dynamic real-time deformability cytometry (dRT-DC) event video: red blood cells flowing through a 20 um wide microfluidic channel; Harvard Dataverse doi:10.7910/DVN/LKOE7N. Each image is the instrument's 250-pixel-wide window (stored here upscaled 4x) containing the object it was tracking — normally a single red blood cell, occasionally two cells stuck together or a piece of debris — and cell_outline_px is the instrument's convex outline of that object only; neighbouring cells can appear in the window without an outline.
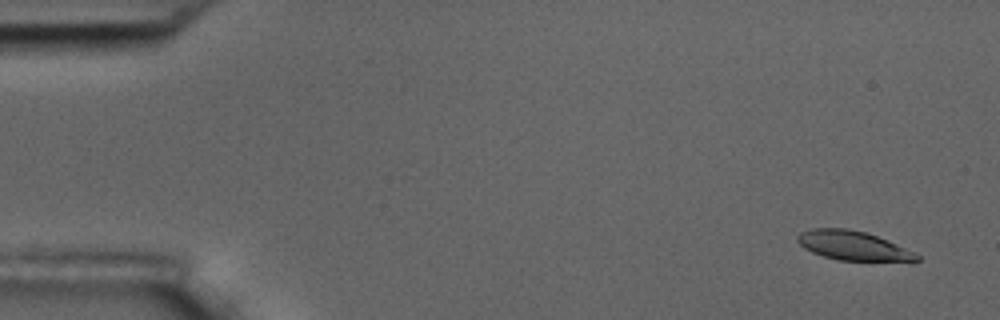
{"species": "common noctule bat (a hibernating species)", "species_latin": "Nyctalus noctula", "temperature_condition": "room temperature", "stored_images_in_passage": 3, "camera_frame_rate_fps": 3000, "um_per_image_px": 0.085, "animal": {"sex": "male", "body_mass_g": 17.5, "forearm_length_mm": 52.3}, "frame": {"image": 1, "passage_image": 1, "time_ms": 0.0, "image_size_px": [1000, 320], "cell_outline_px": [[920, 260], [836, 260], [812, 252], [804, 248], [796, 240], [796, 236], [800, 232], [812, 228], [848, 228], [864, 232], [888, 240], [920, 256]], "centroid_in_image_um": [72.41, 20.85], "position_along_channel_um": 12.6, "area_um2": 19.88}}